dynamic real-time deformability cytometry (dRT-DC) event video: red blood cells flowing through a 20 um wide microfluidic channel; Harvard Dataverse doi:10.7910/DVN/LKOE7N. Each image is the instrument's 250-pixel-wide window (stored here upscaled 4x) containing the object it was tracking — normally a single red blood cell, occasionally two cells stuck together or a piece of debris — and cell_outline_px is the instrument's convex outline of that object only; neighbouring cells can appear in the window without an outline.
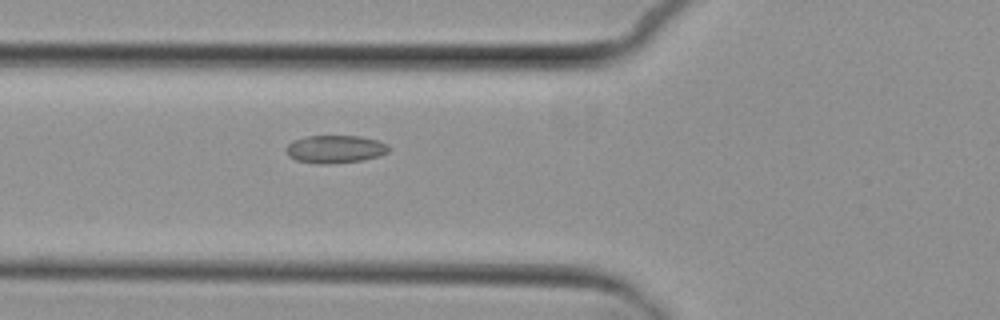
{"species": "common noctule bat (a hibernating species)", "species_latin": "Nyctalus noctula", "temperature_condition": "cold", "stored_images_in_passage": 2, "camera_frame_rate_fps": 3000, "um_per_image_px": 0.085, "animal": {"sex": "female", "body_mass_g": 29.2, "forearm_length_mm": 56.3}, "frame": {"image": 1, "passage_image": 2, "time_ms": 1.0, "image_size_px": [1000, 320], "cell_outline_px": [[388, 152], [380, 156], [364, 160], [328, 164], [316, 164], [296, 160], [288, 156], [284, 148], [292, 140], [308, 136], [360, 136], [380, 140], [388, 144]], "centroid_in_image_um": [28.48, 12.68], "position_along_channel_um": 97.3, "area_um2": 16.94}}